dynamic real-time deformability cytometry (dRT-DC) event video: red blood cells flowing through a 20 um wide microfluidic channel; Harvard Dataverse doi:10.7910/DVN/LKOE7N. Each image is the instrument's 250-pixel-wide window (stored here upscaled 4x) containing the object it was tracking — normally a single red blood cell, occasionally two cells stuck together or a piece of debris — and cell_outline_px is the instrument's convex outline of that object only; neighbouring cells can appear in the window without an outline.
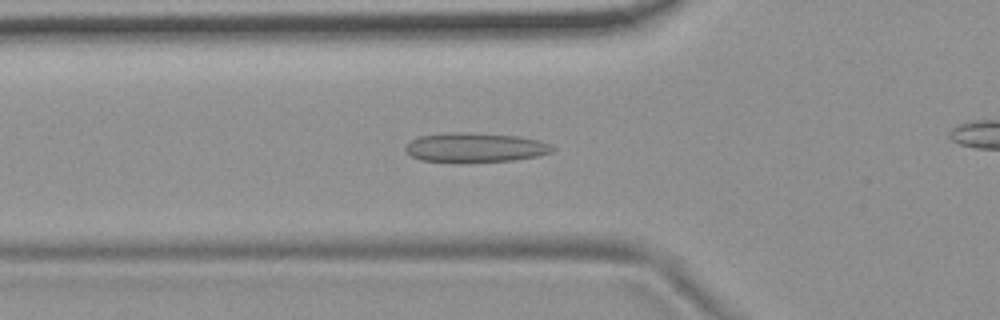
{"species": "common noctule bat (a hibernating species)", "species_latin": "Nyctalus noctula", "temperature_condition": "room temperature", "stored_images_in_passage": 43, "camera_frame_rate_fps": 3000, "um_per_image_px": 0.085, "animal": {"sex": "female", "body_mass_g": 19.9}, "frame": {"image": 1, "passage_image": 12, "time_ms": 3.667, "image_size_px": [1000, 320], "cell_outline_px": [[556, 148], [552, 152], [536, 156], [512, 160], [460, 164], [452, 164], [420, 160], [412, 156], [404, 148], [412, 140], [420, 136], [448, 132], [472, 132], [520, 136], [540, 140], [552, 144]], "centroid_in_image_um": [40.4, 12.56], "position_along_channel_um": 85.4, "area_um2": 26.01}}
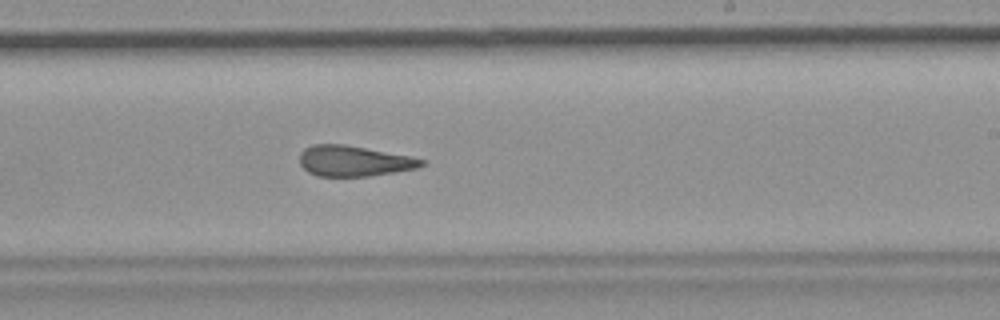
{"frame": {"image": 2, "passage_image": 26, "time_ms": 8.333, "image_size_px": [1000, 320], "cell_outline_px": [[428, 160], [424, 164], [416, 168], [368, 176], [316, 176], [308, 172], [300, 164], [300, 152], [304, 148], [312, 144], [344, 144], [412, 156]], "centroid_in_image_um": [30.07, 13.67], "position_along_channel_um": 258.9, "area_um2": 21.79}}
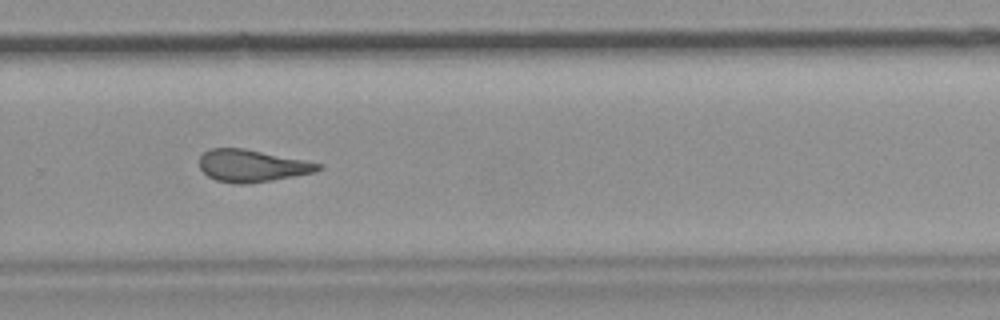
{"frame": {"image": 3, "passage_image": 30, "time_ms": 9.667, "image_size_px": [1000, 320], "cell_outline_px": [[324, 168], [316, 172], [272, 180], [244, 184], [236, 184], [216, 180], [208, 176], [200, 168], [200, 156], [208, 148], [244, 148], [324, 164]], "centroid_in_image_um": [21.44, 14.09], "position_along_channel_um": 308.4, "area_um2": 22.31}, "authors_computed_cell_mechanics": {"area_um2": 22.6576, "velocity_mm_per_s": 3.7169, "shape_relaxation_time_tau1_ms": null, "shape_relaxation_time_tau2_ms": 3.4361, "deformation_change_tau1": null, "deformation_change_tau2": 0.1237}}